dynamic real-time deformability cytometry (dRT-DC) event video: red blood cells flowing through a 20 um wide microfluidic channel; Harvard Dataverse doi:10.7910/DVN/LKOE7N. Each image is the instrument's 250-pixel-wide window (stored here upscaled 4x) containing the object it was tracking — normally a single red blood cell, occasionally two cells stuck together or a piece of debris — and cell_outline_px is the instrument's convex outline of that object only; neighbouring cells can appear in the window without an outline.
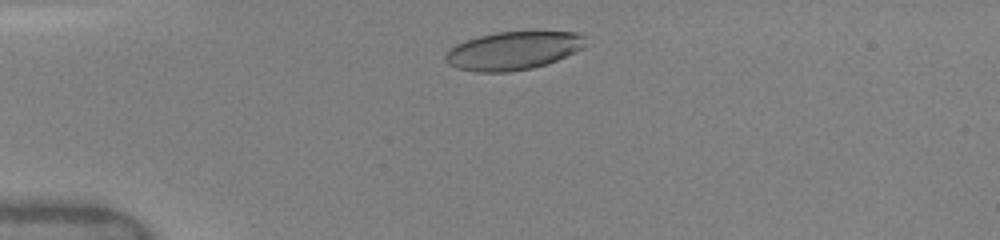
{"species": "human", "species_latin": "Homo sapiens", "temperature_condition": "warm", "stored_images_in_passage": 30, "camera_frame_rate_fps": 3000, "um_per_image_px": 0.085, "donor": {"sex": "female"}, "frame": {"image": 1, "passage_image": 4, "time_ms": 1.0, "image_size_px": [1000, 240], "cell_outline_px": [[584, 48], [576, 52], [556, 60], [532, 68], [508, 72], [476, 72], [456, 68], [448, 64], [444, 60], [444, 56], [456, 44], [480, 36], [496, 32], [576, 32], [584, 36]], "centroid_in_image_um": [43.6, 4.32], "position_along_channel_um": 41.4, "area_um2": 30.92}}
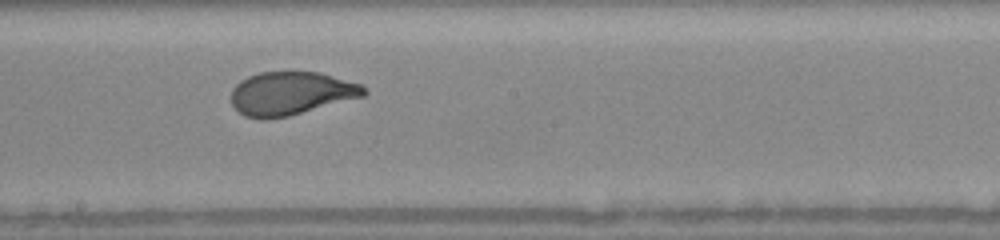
{"frame": {"image": 2, "passage_image": 14, "time_ms": 6.333, "image_size_px": [1000, 240], "cell_outline_px": [[368, 92], [364, 96], [288, 116], [264, 120], [260, 120], [244, 116], [232, 104], [232, 88], [240, 80], [248, 76], [260, 72], [320, 72], [360, 84]], "centroid_in_image_um": [24.7, 7.94], "position_along_channel_um": 223.5, "area_um2": 33.41}}
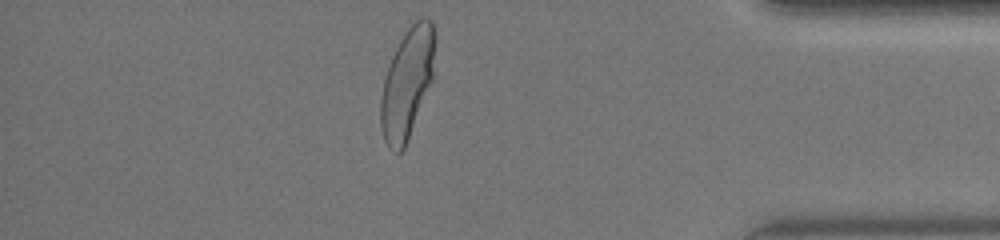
{"frame": {"image": 3, "passage_image": 27, "time_ms": 11.333, "image_size_px": [1000, 240], "cell_outline_px": [[436, 40], [432, 80], [408, 140], [404, 148], [400, 152], [396, 152], [388, 148], [384, 140], [380, 124], [380, 96], [384, 80], [392, 56], [404, 32], [420, 16], [428, 16], [432, 20], [436, 28]], "centroid_in_image_um": [34.63, 7.02], "position_along_channel_um": 400.6, "area_um2": 35.14}, "authors_computed_cell_mechanics": {"area_um2": 33.8997, "velocity_mm_per_s": 4.0958, "shape_relaxation_time_tau1_ms": 2.9266, "shape_relaxation_time_tau2_ms": null, "deformation_change_tau1": 0.1398, "deformation_change_tau2": null}}